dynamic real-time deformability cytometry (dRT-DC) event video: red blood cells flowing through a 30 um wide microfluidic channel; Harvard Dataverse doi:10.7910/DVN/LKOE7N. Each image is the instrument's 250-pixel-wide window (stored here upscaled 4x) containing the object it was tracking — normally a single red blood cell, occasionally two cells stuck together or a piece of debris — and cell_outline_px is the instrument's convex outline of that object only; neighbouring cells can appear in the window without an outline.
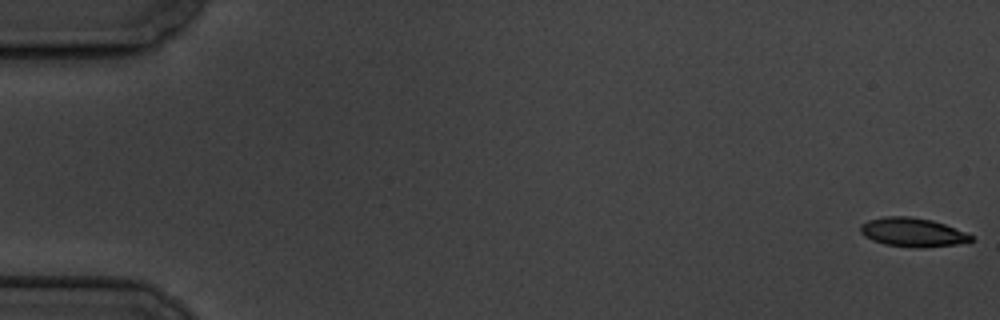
{"species": "common noctule bat (a hibernating species)", "species_latin": "Nyctalus noctula", "temperature_condition": "cold", "stored_images_in_passage": 58, "camera_frame_rate_fps": 3000, "um_per_image_px": 0.085, "animal": {"sex": "male", "body_mass_g": 19.5, "forearm_length_mm": 54.6}, "frame": {"image": 1, "passage_image": 1, "time_ms": 0.0, "image_size_px": [1000, 320], "cell_outline_px": [[976, 240], [956, 244], [924, 248], [912, 248], [884, 244], [872, 240], [864, 236], [860, 232], [860, 224], [868, 220], [884, 216], [908, 216], [932, 220], [944, 224], [964, 232], [972, 236]], "centroid_in_image_um": [77.54, 19.75], "position_along_channel_um": 7.5, "area_um2": 18.73}}
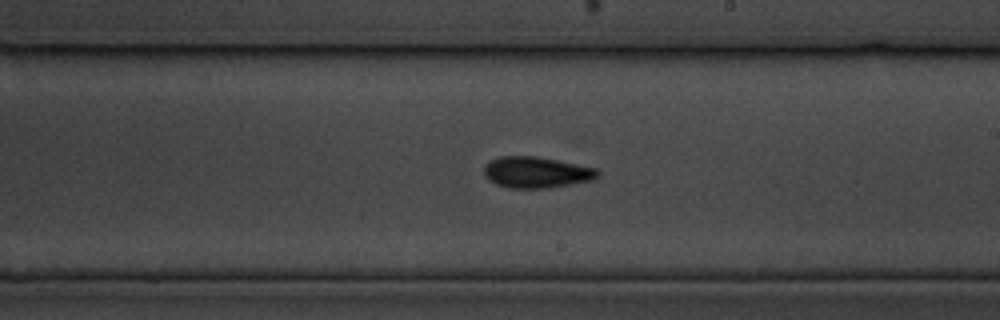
{"frame": {"image": 2, "passage_image": 34, "time_ms": 11.0, "image_size_px": [1000, 320], "cell_outline_px": [[600, 176], [596, 180], [548, 188], [508, 188], [496, 184], [488, 180], [484, 176], [484, 164], [500, 156], [536, 156], [600, 168]], "centroid_in_image_um": [45.65, 14.65], "position_along_channel_um": 243.4, "area_um2": 21.1}}
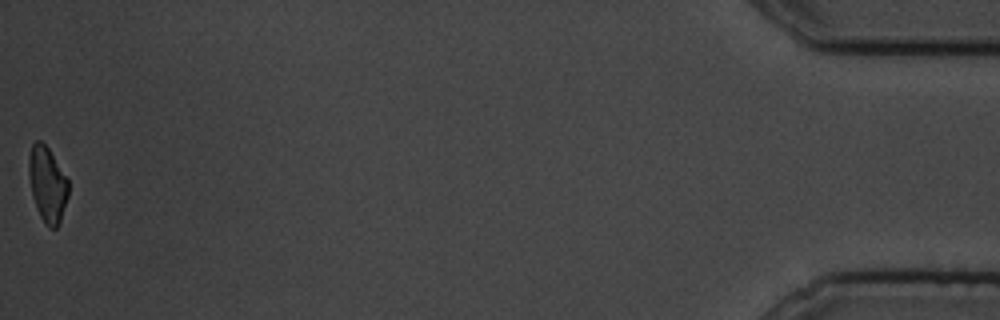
{"frame": {"image": 3, "passage_image": 58, "time_ms": 19.0, "image_size_px": [1000, 320], "cell_outline_px": [[68, 196], [60, 220], [56, 228], [48, 228], [44, 224], [40, 216], [32, 196], [28, 176], [28, 156], [32, 144], [36, 140], [40, 140], [48, 148], [68, 180]], "centroid_in_image_um": [4.0, 15.67], "position_along_channel_um": 431.2, "area_um2": 17.34}, "authors_computed_cell_mechanics": {"area_um2": 19.4497, "velocity_mm_per_s": 3.5106, "shape_relaxation_time_tau1_ms": 3.5224, "shape_relaxation_time_tau2_ms": 2.3487, "deformation_change_tau1": 0.1409, "deformation_change_tau2": 0.0882}}